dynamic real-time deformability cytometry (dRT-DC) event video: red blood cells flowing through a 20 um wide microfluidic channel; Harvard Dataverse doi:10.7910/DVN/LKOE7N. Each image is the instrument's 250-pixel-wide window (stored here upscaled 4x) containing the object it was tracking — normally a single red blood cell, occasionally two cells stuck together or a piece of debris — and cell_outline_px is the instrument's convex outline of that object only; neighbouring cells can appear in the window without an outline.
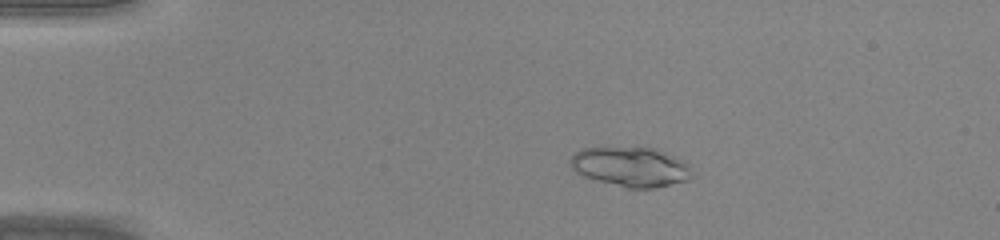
{"species": "common noctule bat (a hibernating species)", "species_latin": "Nyctalus noctula", "temperature_condition": "warm", "stored_images_in_passage": 46, "camera_frame_rate_fps": 3000, "um_per_image_px": 0.085, "animal": {"sex": "male", "body_mass_g": 20.0, "forearm_length_mm": 53.3}, "frame": {"image": 1, "passage_image": 10, "time_ms": 3.0, "image_size_px": [1000, 240], "cell_outline_px": [[692, 176], [688, 180], [656, 188], [628, 188], [584, 176], [576, 172], [572, 168], [568, 160], [576, 152], [584, 148], [656, 148], [688, 160]], "centroid_in_image_um": [53.68, 14.17], "position_along_channel_um": 31.3, "area_um2": 28.15}}
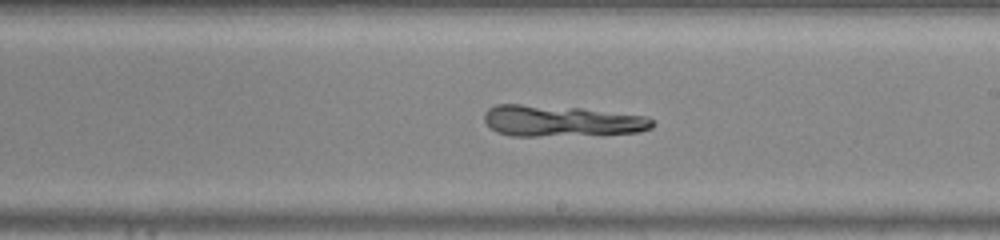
{"frame": {"image": 2, "passage_image": 28, "time_ms": 9.0, "image_size_px": [1000, 240], "cell_outline_px": [[656, 124], [652, 128], [640, 132], [604, 136], [512, 136], [496, 132], [484, 120], [484, 112], [488, 108], [496, 104], [520, 104], [580, 108], [648, 116]], "centroid_in_image_um": [47.78, 10.31], "position_along_channel_um": 241.2, "area_um2": 31.33}}
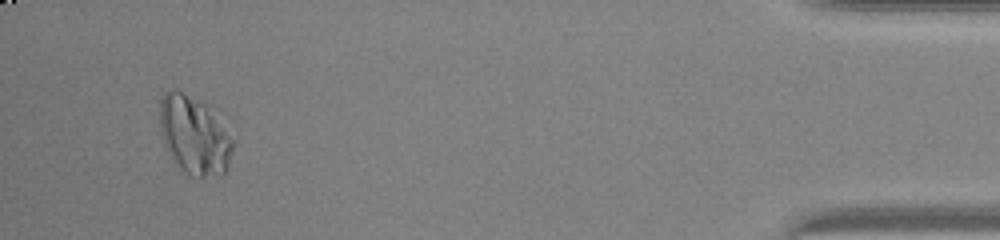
{"frame": {"image": 3, "passage_image": 44, "time_ms": 14.333, "image_size_px": [1000, 240], "cell_outline_px": [[236, 144], [224, 176], [192, 176], [184, 172], [172, 160], [164, 144], [160, 132], [160, 96], [164, 92], [172, 88], [176, 88], [184, 92], [204, 104], [220, 120]], "centroid_in_image_um": [16.51, 11.51], "position_along_channel_um": 418.7, "area_um2": 33.76}}